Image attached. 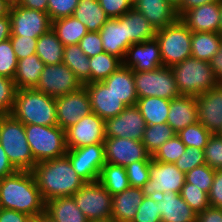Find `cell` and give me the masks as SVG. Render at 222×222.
Wrapping results in <instances>:
<instances>
[{
  "label": "cell",
  "instance_id": "1",
  "mask_svg": "<svg viewBox=\"0 0 222 222\" xmlns=\"http://www.w3.org/2000/svg\"><path fill=\"white\" fill-rule=\"evenodd\" d=\"M31 172L44 202L73 196L86 183L77 175L66 155L37 162Z\"/></svg>",
  "mask_w": 222,
  "mask_h": 222
},
{
  "label": "cell",
  "instance_id": "2",
  "mask_svg": "<svg viewBox=\"0 0 222 222\" xmlns=\"http://www.w3.org/2000/svg\"><path fill=\"white\" fill-rule=\"evenodd\" d=\"M0 208L25 213L33 219L45 212V202L31 171H16L0 179Z\"/></svg>",
  "mask_w": 222,
  "mask_h": 222
},
{
  "label": "cell",
  "instance_id": "3",
  "mask_svg": "<svg viewBox=\"0 0 222 222\" xmlns=\"http://www.w3.org/2000/svg\"><path fill=\"white\" fill-rule=\"evenodd\" d=\"M10 114L24 125H57L55 98L34 88L16 91Z\"/></svg>",
  "mask_w": 222,
  "mask_h": 222
},
{
  "label": "cell",
  "instance_id": "4",
  "mask_svg": "<svg viewBox=\"0 0 222 222\" xmlns=\"http://www.w3.org/2000/svg\"><path fill=\"white\" fill-rule=\"evenodd\" d=\"M0 144L17 171H31L35 165L25 135V125L11 114L0 116Z\"/></svg>",
  "mask_w": 222,
  "mask_h": 222
},
{
  "label": "cell",
  "instance_id": "5",
  "mask_svg": "<svg viewBox=\"0 0 222 222\" xmlns=\"http://www.w3.org/2000/svg\"><path fill=\"white\" fill-rule=\"evenodd\" d=\"M170 68L180 95L198 96L220 84L209 62L192 56Z\"/></svg>",
  "mask_w": 222,
  "mask_h": 222
},
{
  "label": "cell",
  "instance_id": "6",
  "mask_svg": "<svg viewBox=\"0 0 222 222\" xmlns=\"http://www.w3.org/2000/svg\"><path fill=\"white\" fill-rule=\"evenodd\" d=\"M25 135L36 163L67 154L66 133L58 125H25Z\"/></svg>",
  "mask_w": 222,
  "mask_h": 222
},
{
  "label": "cell",
  "instance_id": "7",
  "mask_svg": "<svg viewBox=\"0 0 222 222\" xmlns=\"http://www.w3.org/2000/svg\"><path fill=\"white\" fill-rule=\"evenodd\" d=\"M155 39L159 44L163 66L171 67L191 57L192 32L179 18L157 30Z\"/></svg>",
  "mask_w": 222,
  "mask_h": 222
},
{
  "label": "cell",
  "instance_id": "8",
  "mask_svg": "<svg viewBox=\"0 0 222 222\" xmlns=\"http://www.w3.org/2000/svg\"><path fill=\"white\" fill-rule=\"evenodd\" d=\"M137 97H160L174 99L180 97L172 69L162 66L153 71L134 72Z\"/></svg>",
  "mask_w": 222,
  "mask_h": 222
},
{
  "label": "cell",
  "instance_id": "9",
  "mask_svg": "<svg viewBox=\"0 0 222 222\" xmlns=\"http://www.w3.org/2000/svg\"><path fill=\"white\" fill-rule=\"evenodd\" d=\"M113 195L100 182H86L73 198L89 222L111 219Z\"/></svg>",
  "mask_w": 222,
  "mask_h": 222
},
{
  "label": "cell",
  "instance_id": "10",
  "mask_svg": "<svg viewBox=\"0 0 222 222\" xmlns=\"http://www.w3.org/2000/svg\"><path fill=\"white\" fill-rule=\"evenodd\" d=\"M185 183V174L175 163H162L151 159L149 163V180L142 187L145 197L156 198L163 193H180Z\"/></svg>",
  "mask_w": 222,
  "mask_h": 222
},
{
  "label": "cell",
  "instance_id": "11",
  "mask_svg": "<svg viewBox=\"0 0 222 222\" xmlns=\"http://www.w3.org/2000/svg\"><path fill=\"white\" fill-rule=\"evenodd\" d=\"M84 85L64 63L45 65L39 82L34 88L51 97H60L80 90Z\"/></svg>",
  "mask_w": 222,
  "mask_h": 222
},
{
  "label": "cell",
  "instance_id": "12",
  "mask_svg": "<svg viewBox=\"0 0 222 222\" xmlns=\"http://www.w3.org/2000/svg\"><path fill=\"white\" fill-rule=\"evenodd\" d=\"M66 156L77 175L85 182L97 181L106 163L104 143L68 149Z\"/></svg>",
  "mask_w": 222,
  "mask_h": 222
},
{
  "label": "cell",
  "instance_id": "13",
  "mask_svg": "<svg viewBox=\"0 0 222 222\" xmlns=\"http://www.w3.org/2000/svg\"><path fill=\"white\" fill-rule=\"evenodd\" d=\"M11 35L39 38L52 28L47 12L13 5L9 11Z\"/></svg>",
  "mask_w": 222,
  "mask_h": 222
},
{
  "label": "cell",
  "instance_id": "14",
  "mask_svg": "<svg viewBox=\"0 0 222 222\" xmlns=\"http://www.w3.org/2000/svg\"><path fill=\"white\" fill-rule=\"evenodd\" d=\"M55 102L57 125L64 130L92 113L89 94L84 86L73 93L56 97Z\"/></svg>",
  "mask_w": 222,
  "mask_h": 222
},
{
  "label": "cell",
  "instance_id": "15",
  "mask_svg": "<svg viewBox=\"0 0 222 222\" xmlns=\"http://www.w3.org/2000/svg\"><path fill=\"white\" fill-rule=\"evenodd\" d=\"M65 133L68 149L104 143L105 120L95 113H91L67 128Z\"/></svg>",
  "mask_w": 222,
  "mask_h": 222
},
{
  "label": "cell",
  "instance_id": "16",
  "mask_svg": "<svg viewBox=\"0 0 222 222\" xmlns=\"http://www.w3.org/2000/svg\"><path fill=\"white\" fill-rule=\"evenodd\" d=\"M106 163L127 165L140 160H151L142 141L131 138L106 137L104 141Z\"/></svg>",
  "mask_w": 222,
  "mask_h": 222
},
{
  "label": "cell",
  "instance_id": "17",
  "mask_svg": "<svg viewBox=\"0 0 222 222\" xmlns=\"http://www.w3.org/2000/svg\"><path fill=\"white\" fill-rule=\"evenodd\" d=\"M146 122L136 105L127 106L119 115L105 120V136L141 141Z\"/></svg>",
  "mask_w": 222,
  "mask_h": 222
},
{
  "label": "cell",
  "instance_id": "18",
  "mask_svg": "<svg viewBox=\"0 0 222 222\" xmlns=\"http://www.w3.org/2000/svg\"><path fill=\"white\" fill-rule=\"evenodd\" d=\"M198 122L211 134L222 132V84L196 96Z\"/></svg>",
  "mask_w": 222,
  "mask_h": 222
},
{
  "label": "cell",
  "instance_id": "19",
  "mask_svg": "<svg viewBox=\"0 0 222 222\" xmlns=\"http://www.w3.org/2000/svg\"><path fill=\"white\" fill-rule=\"evenodd\" d=\"M123 65L133 72L153 71L163 66L156 39L132 44L125 55Z\"/></svg>",
  "mask_w": 222,
  "mask_h": 222
},
{
  "label": "cell",
  "instance_id": "20",
  "mask_svg": "<svg viewBox=\"0 0 222 222\" xmlns=\"http://www.w3.org/2000/svg\"><path fill=\"white\" fill-rule=\"evenodd\" d=\"M84 87L89 94L92 113L103 120L119 115L127 107L103 82L84 84Z\"/></svg>",
  "mask_w": 222,
  "mask_h": 222
},
{
  "label": "cell",
  "instance_id": "21",
  "mask_svg": "<svg viewBox=\"0 0 222 222\" xmlns=\"http://www.w3.org/2000/svg\"><path fill=\"white\" fill-rule=\"evenodd\" d=\"M179 19L191 32L220 33V1L185 11Z\"/></svg>",
  "mask_w": 222,
  "mask_h": 222
},
{
  "label": "cell",
  "instance_id": "22",
  "mask_svg": "<svg viewBox=\"0 0 222 222\" xmlns=\"http://www.w3.org/2000/svg\"><path fill=\"white\" fill-rule=\"evenodd\" d=\"M133 8L142 13L156 30L174 23L179 17L168 0H133Z\"/></svg>",
  "mask_w": 222,
  "mask_h": 222
},
{
  "label": "cell",
  "instance_id": "23",
  "mask_svg": "<svg viewBox=\"0 0 222 222\" xmlns=\"http://www.w3.org/2000/svg\"><path fill=\"white\" fill-rule=\"evenodd\" d=\"M161 222H196L197 214L180 193L168 192L157 197Z\"/></svg>",
  "mask_w": 222,
  "mask_h": 222
},
{
  "label": "cell",
  "instance_id": "24",
  "mask_svg": "<svg viewBox=\"0 0 222 222\" xmlns=\"http://www.w3.org/2000/svg\"><path fill=\"white\" fill-rule=\"evenodd\" d=\"M196 122H198L196 96L181 95L170 100L167 123L176 133Z\"/></svg>",
  "mask_w": 222,
  "mask_h": 222
},
{
  "label": "cell",
  "instance_id": "25",
  "mask_svg": "<svg viewBox=\"0 0 222 222\" xmlns=\"http://www.w3.org/2000/svg\"><path fill=\"white\" fill-rule=\"evenodd\" d=\"M103 50L117 56L122 61L130 47L127 43L125 24L118 18H109L99 30Z\"/></svg>",
  "mask_w": 222,
  "mask_h": 222
},
{
  "label": "cell",
  "instance_id": "26",
  "mask_svg": "<svg viewBox=\"0 0 222 222\" xmlns=\"http://www.w3.org/2000/svg\"><path fill=\"white\" fill-rule=\"evenodd\" d=\"M144 197L142 188L131 186L113 195L111 218L116 222H132Z\"/></svg>",
  "mask_w": 222,
  "mask_h": 222
},
{
  "label": "cell",
  "instance_id": "27",
  "mask_svg": "<svg viewBox=\"0 0 222 222\" xmlns=\"http://www.w3.org/2000/svg\"><path fill=\"white\" fill-rule=\"evenodd\" d=\"M118 19L125 24L127 43L131 46L134 43L155 39L157 30L148 22L142 13L134 8L127 11Z\"/></svg>",
  "mask_w": 222,
  "mask_h": 222
},
{
  "label": "cell",
  "instance_id": "28",
  "mask_svg": "<svg viewBox=\"0 0 222 222\" xmlns=\"http://www.w3.org/2000/svg\"><path fill=\"white\" fill-rule=\"evenodd\" d=\"M126 106L136 105L138 97L134 84V72L121 65L114 73L102 81Z\"/></svg>",
  "mask_w": 222,
  "mask_h": 222
},
{
  "label": "cell",
  "instance_id": "29",
  "mask_svg": "<svg viewBox=\"0 0 222 222\" xmlns=\"http://www.w3.org/2000/svg\"><path fill=\"white\" fill-rule=\"evenodd\" d=\"M45 213L56 222H89L73 196L56 197L46 201Z\"/></svg>",
  "mask_w": 222,
  "mask_h": 222
},
{
  "label": "cell",
  "instance_id": "30",
  "mask_svg": "<svg viewBox=\"0 0 222 222\" xmlns=\"http://www.w3.org/2000/svg\"><path fill=\"white\" fill-rule=\"evenodd\" d=\"M44 67L45 64L36 54L18 60L13 79L17 90L35 88Z\"/></svg>",
  "mask_w": 222,
  "mask_h": 222
},
{
  "label": "cell",
  "instance_id": "31",
  "mask_svg": "<svg viewBox=\"0 0 222 222\" xmlns=\"http://www.w3.org/2000/svg\"><path fill=\"white\" fill-rule=\"evenodd\" d=\"M72 16L81 21L88 31H99L109 19L98 0H79Z\"/></svg>",
  "mask_w": 222,
  "mask_h": 222
},
{
  "label": "cell",
  "instance_id": "32",
  "mask_svg": "<svg viewBox=\"0 0 222 222\" xmlns=\"http://www.w3.org/2000/svg\"><path fill=\"white\" fill-rule=\"evenodd\" d=\"M222 46V34L192 32L191 56L209 62Z\"/></svg>",
  "mask_w": 222,
  "mask_h": 222
},
{
  "label": "cell",
  "instance_id": "33",
  "mask_svg": "<svg viewBox=\"0 0 222 222\" xmlns=\"http://www.w3.org/2000/svg\"><path fill=\"white\" fill-rule=\"evenodd\" d=\"M136 106L147 125L167 123L170 100L160 97L138 98Z\"/></svg>",
  "mask_w": 222,
  "mask_h": 222
},
{
  "label": "cell",
  "instance_id": "34",
  "mask_svg": "<svg viewBox=\"0 0 222 222\" xmlns=\"http://www.w3.org/2000/svg\"><path fill=\"white\" fill-rule=\"evenodd\" d=\"M64 45L51 28L41 35L36 44V55L45 65L62 63Z\"/></svg>",
  "mask_w": 222,
  "mask_h": 222
},
{
  "label": "cell",
  "instance_id": "35",
  "mask_svg": "<svg viewBox=\"0 0 222 222\" xmlns=\"http://www.w3.org/2000/svg\"><path fill=\"white\" fill-rule=\"evenodd\" d=\"M52 29L64 46L79 44L88 32L87 27L74 16L52 21Z\"/></svg>",
  "mask_w": 222,
  "mask_h": 222
},
{
  "label": "cell",
  "instance_id": "36",
  "mask_svg": "<svg viewBox=\"0 0 222 222\" xmlns=\"http://www.w3.org/2000/svg\"><path fill=\"white\" fill-rule=\"evenodd\" d=\"M62 63L74 72L83 85L90 83L89 57L84 54L79 44L64 46Z\"/></svg>",
  "mask_w": 222,
  "mask_h": 222
},
{
  "label": "cell",
  "instance_id": "37",
  "mask_svg": "<svg viewBox=\"0 0 222 222\" xmlns=\"http://www.w3.org/2000/svg\"><path fill=\"white\" fill-rule=\"evenodd\" d=\"M98 181L112 195L130 187L125 167L110 163L104 164Z\"/></svg>",
  "mask_w": 222,
  "mask_h": 222
},
{
  "label": "cell",
  "instance_id": "38",
  "mask_svg": "<svg viewBox=\"0 0 222 222\" xmlns=\"http://www.w3.org/2000/svg\"><path fill=\"white\" fill-rule=\"evenodd\" d=\"M89 63L90 83L104 81L123 65V61L120 58L105 51L89 58Z\"/></svg>",
  "mask_w": 222,
  "mask_h": 222
},
{
  "label": "cell",
  "instance_id": "39",
  "mask_svg": "<svg viewBox=\"0 0 222 222\" xmlns=\"http://www.w3.org/2000/svg\"><path fill=\"white\" fill-rule=\"evenodd\" d=\"M175 135L176 132L168 123L147 125L141 141L147 152L153 156L160 146Z\"/></svg>",
  "mask_w": 222,
  "mask_h": 222
},
{
  "label": "cell",
  "instance_id": "40",
  "mask_svg": "<svg viewBox=\"0 0 222 222\" xmlns=\"http://www.w3.org/2000/svg\"><path fill=\"white\" fill-rule=\"evenodd\" d=\"M176 134L182 140L186 147H197L200 149H205L208 139L212 135L199 122L187 126Z\"/></svg>",
  "mask_w": 222,
  "mask_h": 222
},
{
  "label": "cell",
  "instance_id": "41",
  "mask_svg": "<svg viewBox=\"0 0 222 222\" xmlns=\"http://www.w3.org/2000/svg\"><path fill=\"white\" fill-rule=\"evenodd\" d=\"M180 195L196 214L210 207L208 193L195 187L194 184L184 183Z\"/></svg>",
  "mask_w": 222,
  "mask_h": 222
},
{
  "label": "cell",
  "instance_id": "42",
  "mask_svg": "<svg viewBox=\"0 0 222 222\" xmlns=\"http://www.w3.org/2000/svg\"><path fill=\"white\" fill-rule=\"evenodd\" d=\"M185 149V144L176 134L173 138L160 146L152 156V159L162 163H175L185 152Z\"/></svg>",
  "mask_w": 222,
  "mask_h": 222
},
{
  "label": "cell",
  "instance_id": "43",
  "mask_svg": "<svg viewBox=\"0 0 222 222\" xmlns=\"http://www.w3.org/2000/svg\"><path fill=\"white\" fill-rule=\"evenodd\" d=\"M214 176L215 170L207 164H202L185 173V183L194 184L195 187L209 194Z\"/></svg>",
  "mask_w": 222,
  "mask_h": 222
},
{
  "label": "cell",
  "instance_id": "44",
  "mask_svg": "<svg viewBox=\"0 0 222 222\" xmlns=\"http://www.w3.org/2000/svg\"><path fill=\"white\" fill-rule=\"evenodd\" d=\"M18 60L10 39L0 43V76L14 79Z\"/></svg>",
  "mask_w": 222,
  "mask_h": 222
},
{
  "label": "cell",
  "instance_id": "45",
  "mask_svg": "<svg viewBox=\"0 0 222 222\" xmlns=\"http://www.w3.org/2000/svg\"><path fill=\"white\" fill-rule=\"evenodd\" d=\"M205 163L214 170H222V135L212 134L204 149Z\"/></svg>",
  "mask_w": 222,
  "mask_h": 222
},
{
  "label": "cell",
  "instance_id": "46",
  "mask_svg": "<svg viewBox=\"0 0 222 222\" xmlns=\"http://www.w3.org/2000/svg\"><path fill=\"white\" fill-rule=\"evenodd\" d=\"M151 160L135 161L125 167L131 187L142 188L149 180V163Z\"/></svg>",
  "mask_w": 222,
  "mask_h": 222
},
{
  "label": "cell",
  "instance_id": "47",
  "mask_svg": "<svg viewBox=\"0 0 222 222\" xmlns=\"http://www.w3.org/2000/svg\"><path fill=\"white\" fill-rule=\"evenodd\" d=\"M205 163L204 149L186 147L185 152L175 162L176 167L184 174Z\"/></svg>",
  "mask_w": 222,
  "mask_h": 222
},
{
  "label": "cell",
  "instance_id": "48",
  "mask_svg": "<svg viewBox=\"0 0 222 222\" xmlns=\"http://www.w3.org/2000/svg\"><path fill=\"white\" fill-rule=\"evenodd\" d=\"M17 88L13 79L0 76V114H10L14 105Z\"/></svg>",
  "mask_w": 222,
  "mask_h": 222
},
{
  "label": "cell",
  "instance_id": "49",
  "mask_svg": "<svg viewBox=\"0 0 222 222\" xmlns=\"http://www.w3.org/2000/svg\"><path fill=\"white\" fill-rule=\"evenodd\" d=\"M157 197H144L132 222H161Z\"/></svg>",
  "mask_w": 222,
  "mask_h": 222
},
{
  "label": "cell",
  "instance_id": "50",
  "mask_svg": "<svg viewBox=\"0 0 222 222\" xmlns=\"http://www.w3.org/2000/svg\"><path fill=\"white\" fill-rule=\"evenodd\" d=\"M79 0H48L47 13L52 21L72 16Z\"/></svg>",
  "mask_w": 222,
  "mask_h": 222
},
{
  "label": "cell",
  "instance_id": "51",
  "mask_svg": "<svg viewBox=\"0 0 222 222\" xmlns=\"http://www.w3.org/2000/svg\"><path fill=\"white\" fill-rule=\"evenodd\" d=\"M14 49L17 60L24 59L36 53L38 38L11 35L9 38Z\"/></svg>",
  "mask_w": 222,
  "mask_h": 222
},
{
  "label": "cell",
  "instance_id": "52",
  "mask_svg": "<svg viewBox=\"0 0 222 222\" xmlns=\"http://www.w3.org/2000/svg\"><path fill=\"white\" fill-rule=\"evenodd\" d=\"M80 48L89 58L104 52L99 31H88L79 42Z\"/></svg>",
  "mask_w": 222,
  "mask_h": 222
},
{
  "label": "cell",
  "instance_id": "53",
  "mask_svg": "<svg viewBox=\"0 0 222 222\" xmlns=\"http://www.w3.org/2000/svg\"><path fill=\"white\" fill-rule=\"evenodd\" d=\"M109 18H118L133 8V0H98Z\"/></svg>",
  "mask_w": 222,
  "mask_h": 222
},
{
  "label": "cell",
  "instance_id": "54",
  "mask_svg": "<svg viewBox=\"0 0 222 222\" xmlns=\"http://www.w3.org/2000/svg\"><path fill=\"white\" fill-rule=\"evenodd\" d=\"M208 196L211 207L222 208V170H215L214 180Z\"/></svg>",
  "mask_w": 222,
  "mask_h": 222
},
{
  "label": "cell",
  "instance_id": "55",
  "mask_svg": "<svg viewBox=\"0 0 222 222\" xmlns=\"http://www.w3.org/2000/svg\"><path fill=\"white\" fill-rule=\"evenodd\" d=\"M32 219L25 213L0 208V222H31Z\"/></svg>",
  "mask_w": 222,
  "mask_h": 222
},
{
  "label": "cell",
  "instance_id": "56",
  "mask_svg": "<svg viewBox=\"0 0 222 222\" xmlns=\"http://www.w3.org/2000/svg\"><path fill=\"white\" fill-rule=\"evenodd\" d=\"M196 222H222V208L209 207L197 214Z\"/></svg>",
  "mask_w": 222,
  "mask_h": 222
},
{
  "label": "cell",
  "instance_id": "57",
  "mask_svg": "<svg viewBox=\"0 0 222 222\" xmlns=\"http://www.w3.org/2000/svg\"><path fill=\"white\" fill-rule=\"evenodd\" d=\"M217 1L221 0H181L180 4L176 7V12L178 14V17H180L185 11Z\"/></svg>",
  "mask_w": 222,
  "mask_h": 222
},
{
  "label": "cell",
  "instance_id": "58",
  "mask_svg": "<svg viewBox=\"0 0 222 222\" xmlns=\"http://www.w3.org/2000/svg\"><path fill=\"white\" fill-rule=\"evenodd\" d=\"M16 171L17 170L10 163L7 154L0 144V179H3L5 176L12 175Z\"/></svg>",
  "mask_w": 222,
  "mask_h": 222
},
{
  "label": "cell",
  "instance_id": "59",
  "mask_svg": "<svg viewBox=\"0 0 222 222\" xmlns=\"http://www.w3.org/2000/svg\"><path fill=\"white\" fill-rule=\"evenodd\" d=\"M209 64L214 72L217 81L222 84V46L217 53L211 58Z\"/></svg>",
  "mask_w": 222,
  "mask_h": 222
},
{
  "label": "cell",
  "instance_id": "60",
  "mask_svg": "<svg viewBox=\"0 0 222 222\" xmlns=\"http://www.w3.org/2000/svg\"><path fill=\"white\" fill-rule=\"evenodd\" d=\"M11 37V22L9 14L0 17V43Z\"/></svg>",
  "mask_w": 222,
  "mask_h": 222
},
{
  "label": "cell",
  "instance_id": "61",
  "mask_svg": "<svg viewBox=\"0 0 222 222\" xmlns=\"http://www.w3.org/2000/svg\"><path fill=\"white\" fill-rule=\"evenodd\" d=\"M48 0H20L19 4L22 7L47 12Z\"/></svg>",
  "mask_w": 222,
  "mask_h": 222
},
{
  "label": "cell",
  "instance_id": "62",
  "mask_svg": "<svg viewBox=\"0 0 222 222\" xmlns=\"http://www.w3.org/2000/svg\"><path fill=\"white\" fill-rule=\"evenodd\" d=\"M11 5H9L5 0H0V17L9 14Z\"/></svg>",
  "mask_w": 222,
  "mask_h": 222
},
{
  "label": "cell",
  "instance_id": "63",
  "mask_svg": "<svg viewBox=\"0 0 222 222\" xmlns=\"http://www.w3.org/2000/svg\"><path fill=\"white\" fill-rule=\"evenodd\" d=\"M37 222H56L54 219H52L49 215H47L45 212L34 218Z\"/></svg>",
  "mask_w": 222,
  "mask_h": 222
},
{
  "label": "cell",
  "instance_id": "64",
  "mask_svg": "<svg viewBox=\"0 0 222 222\" xmlns=\"http://www.w3.org/2000/svg\"><path fill=\"white\" fill-rule=\"evenodd\" d=\"M220 33L222 34V0L220 1Z\"/></svg>",
  "mask_w": 222,
  "mask_h": 222
},
{
  "label": "cell",
  "instance_id": "65",
  "mask_svg": "<svg viewBox=\"0 0 222 222\" xmlns=\"http://www.w3.org/2000/svg\"><path fill=\"white\" fill-rule=\"evenodd\" d=\"M9 5H17L19 4L20 0H5Z\"/></svg>",
  "mask_w": 222,
  "mask_h": 222
},
{
  "label": "cell",
  "instance_id": "66",
  "mask_svg": "<svg viewBox=\"0 0 222 222\" xmlns=\"http://www.w3.org/2000/svg\"><path fill=\"white\" fill-rule=\"evenodd\" d=\"M175 8L180 4L181 0H168Z\"/></svg>",
  "mask_w": 222,
  "mask_h": 222
},
{
  "label": "cell",
  "instance_id": "67",
  "mask_svg": "<svg viewBox=\"0 0 222 222\" xmlns=\"http://www.w3.org/2000/svg\"><path fill=\"white\" fill-rule=\"evenodd\" d=\"M97 222H116L114 219H107V220H103V221H97Z\"/></svg>",
  "mask_w": 222,
  "mask_h": 222
}]
</instances>
